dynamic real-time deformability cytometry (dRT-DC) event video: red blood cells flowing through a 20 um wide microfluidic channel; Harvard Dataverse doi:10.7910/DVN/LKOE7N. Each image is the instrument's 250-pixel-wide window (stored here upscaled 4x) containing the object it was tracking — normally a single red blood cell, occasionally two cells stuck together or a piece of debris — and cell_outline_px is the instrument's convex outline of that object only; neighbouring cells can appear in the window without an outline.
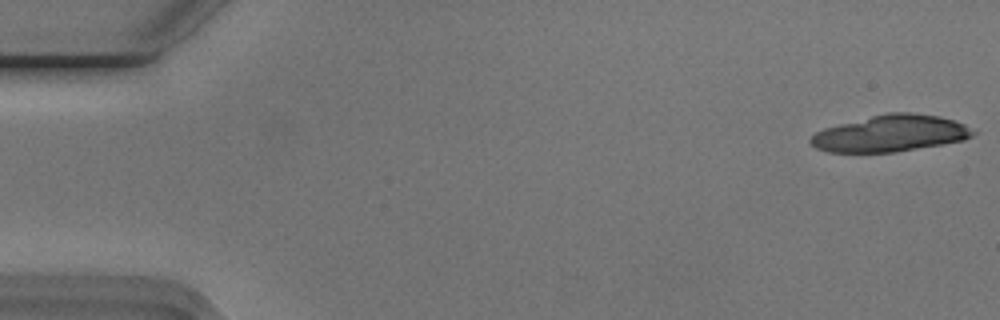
{"species": "Egyptian fruit bat (a non-hibernating species)", "species_latin": "Rousettus aegyptiacus", "temperature_condition": "cold", "stored_images_in_passage": 10, "camera_frame_rate_fps": 3000, "um_per_image_px": 0.085, "animal": {"sex": "male"}, "frame": {"image": 1, "passage_image": 1, "time_ms": 0.0, "image_size_px": [1000, 320], "cell_outline_px": [[976, 132], [972, 136], [964, 140], [892, 152], [828, 152], [816, 148], [808, 140], [816, 132], [824, 128], [888, 112], [912, 112], [940, 116], [956, 120], [964, 124]], "centroid_in_image_um": [75.7, 11.33], "position_along_channel_um": 9.3, "area_um2": 34.28}}